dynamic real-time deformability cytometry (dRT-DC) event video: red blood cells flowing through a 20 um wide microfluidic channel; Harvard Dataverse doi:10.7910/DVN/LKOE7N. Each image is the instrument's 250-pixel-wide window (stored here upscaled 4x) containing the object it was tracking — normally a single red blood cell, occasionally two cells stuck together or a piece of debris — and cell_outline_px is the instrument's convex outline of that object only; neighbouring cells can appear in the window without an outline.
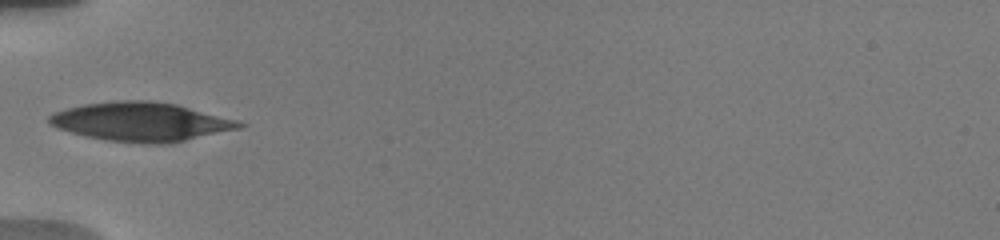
{"species": "human", "species_latin": "Homo sapiens", "temperature_condition": "warm", "stored_images_in_passage": 11, "camera_frame_rate_fps": 3000, "um_per_image_px": 0.085, "donor": {"sex": "male"}, "frame": {"image": 1, "passage_image": 1, "time_ms": 0.0, "image_size_px": [1000, 240], "cell_outline_px": [[248, 124], [244, 128], [168, 144], [140, 144], [108, 140], [88, 136], [56, 128], [48, 124], [48, 116], [52, 112], [84, 104], [116, 100], [152, 100], [176, 104], [240, 120]], "centroid_in_image_um": [12.05, 10.35], "position_along_channel_um": 72.9, "area_um2": 43.64}}
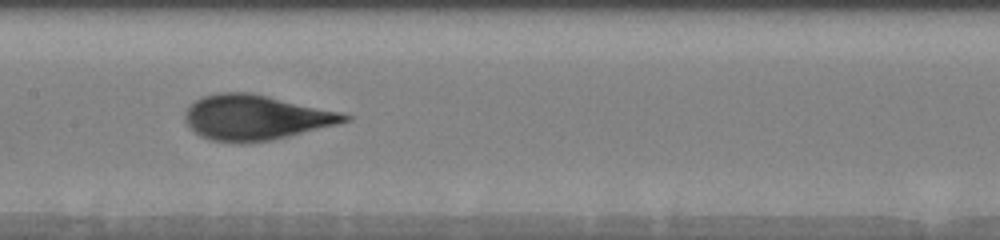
{"frame": {"image": 2, "passage_image": 7, "time_ms": 3.0, "image_size_px": [1000, 240], "cell_outline_px": [[352, 120], [272, 140], [212, 140], [200, 136], [184, 120], [184, 112], [196, 100], [204, 96], [216, 92], [248, 92], [268, 96], [340, 112], [352, 116]], "centroid_in_image_um": [21.73, 9.95], "position_along_channel_um": 185.7, "area_um2": 40.75}}
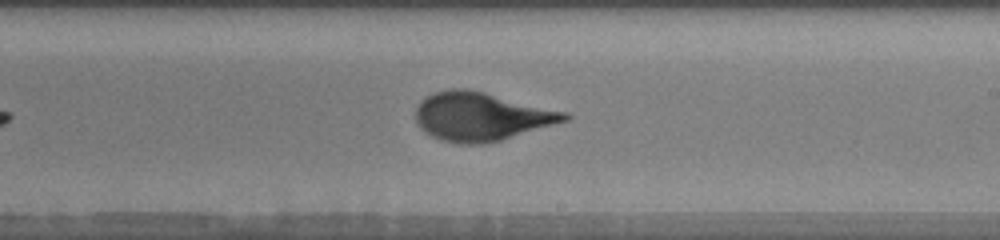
{"frame": {"image": 3, "passage_image": 10, "time_ms": 4.667, "image_size_px": [1000, 240], "cell_outline_px": [[572, 116], [568, 120], [500, 140], [484, 144], [460, 144], [440, 140], [424, 132], [416, 124], [416, 108], [420, 100], [436, 92], [448, 88], [468, 88], [568, 112]], "centroid_in_image_um": [40.88, 9.9], "position_along_channel_um": 248.1, "area_um2": 42.14}}